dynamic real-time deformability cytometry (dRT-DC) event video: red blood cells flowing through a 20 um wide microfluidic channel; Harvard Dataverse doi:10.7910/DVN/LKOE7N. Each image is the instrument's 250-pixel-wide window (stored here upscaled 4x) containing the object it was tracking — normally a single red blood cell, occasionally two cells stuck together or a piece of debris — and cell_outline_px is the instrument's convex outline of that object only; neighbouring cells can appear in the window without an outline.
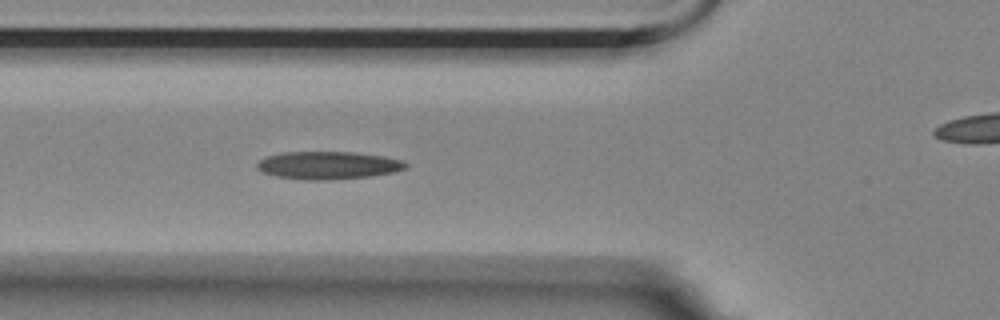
{"species": "Egyptian fruit bat (a non-hibernating species)", "species_latin": "Rousettus aegyptiacus", "temperature_condition": "room temperature", "stored_images_in_passage": 5, "segment_of_instrument_passage": [1, 2], "camera_frame_rate_fps": 3000, "um_per_image_px": 0.085, "animal": {"sex": "female"}, "frame": {"image": 1, "passage_image": 4, "time_ms": 4.333, "image_size_px": [1000, 320], "cell_outline_px": [[408, 168], [392, 172], [372, 176], [332, 180], [300, 180], [276, 176], [264, 172], [256, 168], [256, 164], [260, 160], [268, 156], [284, 152], [356, 152], [384, 156], [404, 160], [408, 164]], "centroid_in_image_um": [27.93, 14.05], "position_along_channel_um": 97.9, "area_um2": 24.28}}